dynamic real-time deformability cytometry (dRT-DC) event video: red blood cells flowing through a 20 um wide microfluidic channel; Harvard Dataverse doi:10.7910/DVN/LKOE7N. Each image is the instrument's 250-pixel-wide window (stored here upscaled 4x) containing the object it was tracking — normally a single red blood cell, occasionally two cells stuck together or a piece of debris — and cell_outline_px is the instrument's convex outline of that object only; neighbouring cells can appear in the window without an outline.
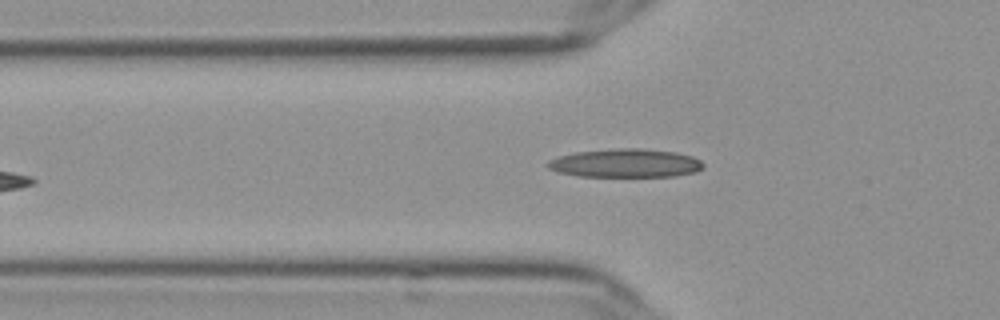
{"species": "Egyptian fruit bat (a non-hibernating species)", "species_latin": "Rousettus aegyptiacus", "temperature_condition": "cold", "stored_images_in_passage": 36, "camera_frame_rate_fps": 3000, "um_per_image_px": 0.085, "frame": {"image": 1, "passage_image": 3, "time_ms": 0.667, "image_size_px": [1000, 320], "cell_outline_px": [[704, 168], [696, 172], [676, 176], [580, 176], [556, 172], [548, 168], [548, 160], [560, 156], [576, 152], [620, 148], [640, 148], [676, 152], [692, 156], [700, 160], [704, 164]], "centroid_in_image_um": [53.2, 13.87], "position_along_channel_um": 72.6, "area_um2": 25.84}}
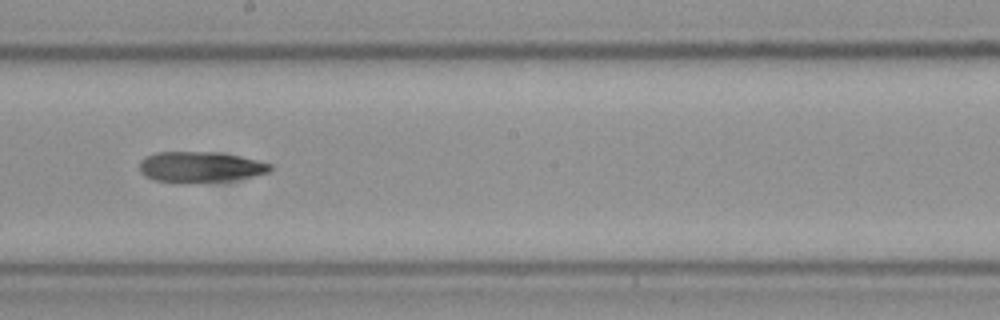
{"frame": {"image": 2, "passage_image": 16, "time_ms": 5.0, "image_size_px": [1000, 320], "cell_outline_px": [[272, 168], [268, 172], [252, 176], [228, 180], [180, 184], [152, 180], [144, 176], [140, 172], [140, 160], [144, 156], [156, 152], [216, 152], [240, 156], [272, 164]], "centroid_in_image_um": [16.94, 14.2], "position_along_channel_um": 231.3, "area_um2": 23.64}}
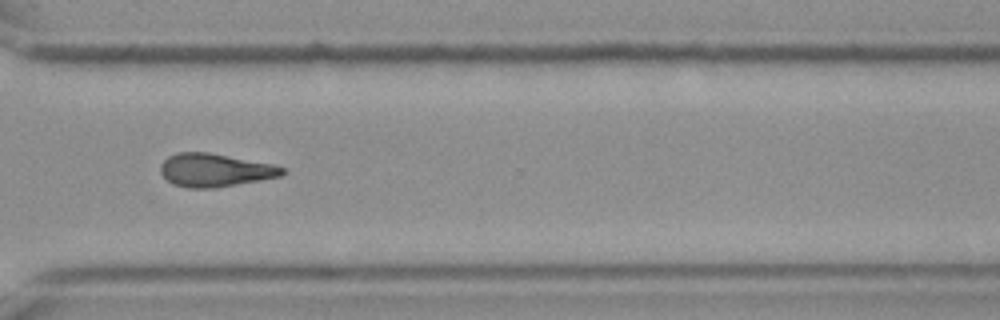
{"frame": {"image": 3, "passage_image": 26, "time_ms": 8.333, "image_size_px": [1000, 320], "cell_outline_px": [[284, 172], [280, 176], [216, 188], [188, 188], [172, 184], [160, 172], [160, 164], [168, 156], [176, 152], [208, 152], [272, 164], [284, 168]], "centroid_in_image_um": [18.21, 14.46], "position_along_channel_um": 352.4, "area_um2": 23.41}, "authors_computed_cell_mechanics": {"area_um2": 23.12, "velocity_mm_per_s": 3.6455, "shape_relaxation_time_tau1_ms": null, "shape_relaxation_time_tau2_ms": 9.035, "deformation_change_tau1": null, "deformation_change_tau2": 0.2106}}